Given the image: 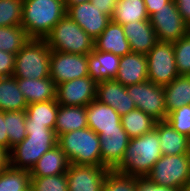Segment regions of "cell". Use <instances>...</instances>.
<instances>
[{"label":"cell","instance_id":"6da1fadb","mask_svg":"<svg viewBox=\"0 0 190 191\" xmlns=\"http://www.w3.org/2000/svg\"><path fill=\"white\" fill-rule=\"evenodd\" d=\"M27 136L9 152V165L30 171L44 153L57 145L55 130L45 125H30L26 117Z\"/></svg>","mask_w":190,"mask_h":191},{"label":"cell","instance_id":"7a4b0ae2","mask_svg":"<svg viewBox=\"0 0 190 191\" xmlns=\"http://www.w3.org/2000/svg\"><path fill=\"white\" fill-rule=\"evenodd\" d=\"M159 142L155 128L139 137L131 138L123 159L114 170L128 175L146 177L156 161L163 155Z\"/></svg>","mask_w":190,"mask_h":191},{"label":"cell","instance_id":"3957f363","mask_svg":"<svg viewBox=\"0 0 190 191\" xmlns=\"http://www.w3.org/2000/svg\"><path fill=\"white\" fill-rule=\"evenodd\" d=\"M65 14L64 0H23L21 26L30 39H45Z\"/></svg>","mask_w":190,"mask_h":191},{"label":"cell","instance_id":"277c9868","mask_svg":"<svg viewBox=\"0 0 190 191\" xmlns=\"http://www.w3.org/2000/svg\"><path fill=\"white\" fill-rule=\"evenodd\" d=\"M57 145L70 164L102 166L100 139L89 127L58 136Z\"/></svg>","mask_w":190,"mask_h":191},{"label":"cell","instance_id":"5b68a950","mask_svg":"<svg viewBox=\"0 0 190 191\" xmlns=\"http://www.w3.org/2000/svg\"><path fill=\"white\" fill-rule=\"evenodd\" d=\"M51 50L90 55L94 49L92 39L66 13L44 39Z\"/></svg>","mask_w":190,"mask_h":191},{"label":"cell","instance_id":"8992f818","mask_svg":"<svg viewBox=\"0 0 190 191\" xmlns=\"http://www.w3.org/2000/svg\"><path fill=\"white\" fill-rule=\"evenodd\" d=\"M51 49L44 39H29L16 53L15 78L42 79L50 77Z\"/></svg>","mask_w":190,"mask_h":191},{"label":"cell","instance_id":"52a82bcc","mask_svg":"<svg viewBox=\"0 0 190 191\" xmlns=\"http://www.w3.org/2000/svg\"><path fill=\"white\" fill-rule=\"evenodd\" d=\"M145 178L157 185L182 190L190 179V153L162 155Z\"/></svg>","mask_w":190,"mask_h":191},{"label":"cell","instance_id":"ba28073f","mask_svg":"<svg viewBox=\"0 0 190 191\" xmlns=\"http://www.w3.org/2000/svg\"><path fill=\"white\" fill-rule=\"evenodd\" d=\"M91 56L51 50L50 78L56 85L91 75Z\"/></svg>","mask_w":190,"mask_h":191},{"label":"cell","instance_id":"9c48e42d","mask_svg":"<svg viewBox=\"0 0 190 191\" xmlns=\"http://www.w3.org/2000/svg\"><path fill=\"white\" fill-rule=\"evenodd\" d=\"M148 80L164 86L179 76L173 42H159L146 54Z\"/></svg>","mask_w":190,"mask_h":191},{"label":"cell","instance_id":"30bf717a","mask_svg":"<svg viewBox=\"0 0 190 191\" xmlns=\"http://www.w3.org/2000/svg\"><path fill=\"white\" fill-rule=\"evenodd\" d=\"M127 93L137 109H140L157 122L167 119L163 86L147 80L126 86Z\"/></svg>","mask_w":190,"mask_h":191},{"label":"cell","instance_id":"8fae6325","mask_svg":"<svg viewBox=\"0 0 190 191\" xmlns=\"http://www.w3.org/2000/svg\"><path fill=\"white\" fill-rule=\"evenodd\" d=\"M149 20L159 42H175L188 33V23L180 15L175 0L153 13Z\"/></svg>","mask_w":190,"mask_h":191},{"label":"cell","instance_id":"7c38bea8","mask_svg":"<svg viewBox=\"0 0 190 191\" xmlns=\"http://www.w3.org/2000/svg\"><path fill=\"white\" fill-rule=\"evenodd\" d=\"M97 81L92 75L57 85L56 100L62 106H87L96 99Z\"/></svg>","mask_w":190,"mask_h":191},{"label":"cell","instance_id":"4fadbf2b","mask_svg":"<svg viewBox=\"0 0 190 191\" xmlns=\"http://www.w3.org/2000/svg\"><path fill=\"white\" fill-rule=\"evenodd\" d=\"M109 168L70 164L66 176L68 191H102Z\"/></svg>","mask_w":190,"mask_h":191},{"label":"cell","instance_id":"5bb4252c","mask_svg":"<svg viewBox=\"0 0 190 191\" xmlns=\"http://www.w3.org/2000/svg\"><path fill=\"white\" fill-rule=\"evenodd\" d=\"M66 13L94 40L111 21L109 15L103 14L90 1L71 6Z\"/></svg>","mask_w":190,"mask_h":191},{"label":"cell","instance_id":"9a60e30c","mask_svg":"<svg viewBox=\"0 0 190 191\" xmlns=\"http://www.w3.org/2000/svg\"><path fill=\"white\" fill-rule=\"evenodd\" d=\"M96 99L114 108L120 116L136 109V105L127 93L126 86L115 79L97 82Z\"/></svg>","mask_w":190,"mask_h":191},{"label":"cell","instance_id":"2e32d148","mask_svg":"<svg viewBox=\"0 0 190 191\" xmlns=\"http://www.w3.org/2000/svg\"><path fill=\"white\" fill-rule=\"evenodd\" d=\"M98 136L101 146L102 166L114 169L123 159L130 138L124 129L103 131Z\"/></svg>","mask_w":190,"mask_h":191},{"label":"cell","instance_id":"e0dca14e","mask_svg":"<svg viewBox=\"0 0 190 191\" xmlns=\"http://www.w3.org/2000/svg\"><path fill=\"white\" fill-rule=\"evenodd\" d=\"M87 124L97 135L103 131L123 129L121 116L116 110L97 99L86 106Z\"/></svg>","mask_w":190,"mask_h":191},{"label":"cell","instance_id":"ac0fdd59","mask_svg":"<svg viewBox=\"0 0 190 191\" xmlns=\"http://www.w3.org/2000/svg\"><path fill=\"white\" fill-rule=\"evenodd\" d=\"M122 26L132 52L146 55L158 43L150 20L130 22Z\"/></svg>","mask_w":190,"mask_h":191},{"label":"cell","instance_id":"d6986e66","mask_svg":"<svg viewBox=\"0 0 190 191\" xmlns=\"http://www.w3.org/2000/svg\"><path fill=\"white\" fill-rule=\"evenodd\" d=\"M123 86L138 84L148 80L147 57L131 52L120 57L119 70L115 78Z\"/></svg>","mask_w":190,"mask_h":191},{"label":"cell","instance_id":"ffe728a7","mask_svg":"<svg viewBox=\"0 0 190 191\" xmlns=\"http://www.w3.org/2000/svg\"><path fill=\"white\" fill-rule=\"evenodd\" d=\"M94 49L111 52L120 57L132 52L124 34L123 26L113 21H110L102 33L94 40Z\"/></svg>","mask_w":190,"mask_h":191},{"label":"cell","instance_id":"44dd1931","mask_svg":"<svg viewBox=\"0 0 190 191\" xmlns=\"http://www.w3.org/2000/svg\"><path fill=\"white\" fill-rule=\"evenodd\" d=\"M160 149L163 155L189 154L190 138L175 130L169 122L162 120L156 122Z\"/></svg>","mask_w":190,"mask_h":191},{"label":"cell","instance_id":"7402d4cb","mask_svg":"<svg viewBox=\"0 0 190 191\" xmlns=\"http://www.w3.org/2000/svg\"><path fill=\"white\" fill-rule=\"evenodd\" d=\"M17 84L28 105L56 99L57 85L50 77L42 79L17 78Z\"/></svg>","mask_w":190,"mask_h":191},{"label":"cell","instance_id":"603a6c76","mask_svg":"<svg viewBox=\"0 0 190 191\" xmlns=\"http://www.w3.org/2000/svg\"><path fill=\"white\" fill-rule=\"evenodd\" d=\"M69 166L70 162L67 156L62 149L56 145L44 153L43 156L36 162V164L30 170V176L44 177L64 174L67 172Z\"/></svg>","mask_w":190,"mask_h":191},{"label":"cell","instance_id":"cb8c5ba5","mask_svg":"<svg viewBox=\"0 0 190 191\" xmlns=\"http://www.w3.org/2000/svg\"><path fill=\"white\" fill-rule=\"evenodd\" d=\"M87 114L85 106H62L59 105L55 133L56 136L87 128Z\"/></svg>","mask_w":190,"mask_h":191},{"label":"cell","instance_id":"d4e9b609","mask_svg":"<svg viewBox=\"0 0 190 191\" xmlns=\"http://www.w3.org/2000/svg\"><path fill=\"white\" fill-rule=\"evenodd\" d=\"M163 88L167 114L183 105H190L189 75H179Z\"/></svg>","mask_w":190,"mask_h":191},{"label":"cell","instance_id":"484cf974","mask_svg":"<svg viewBox=\"0 0 190 191\" xmlns=\"http://www.w3.org/2000/svg\"><path fill=\"white\" fill-rule=\"evenodd\" d=\"M90 56L92 64L91 75L97 82L116 78L119 70L120 56L96 49H93Z\"/></svg>","mask_w":190,"mask_h":191},{"label":"cell","instance_id":"4316f807","mask_svg":"<svg viewBox=\"0 0 190 191\" xmlns=\"http://www.w3.org/2000/svg\"><path fill=\"white\" fill-rule=\"evenodd\" d=\"M28 106L14 76L0 78V110L21 111Z\"/></svg>","mask_w":190,"mask_h":191},{"label":"cell","instance_id":"83f0119b","mask_svg":"<svg viewBox=\"0 0 190 191\" xmlns=\"http://www.w3.org/2000/svg\"><path fill=\"white\" fill-rule=\"evenodd\" d=\"M149 20L144 0H116L111 21L117 24Z\"/></svg>","mask_w":190,"mask_h":191},{"label":"cell","instance_id":"f1b7e54d","mask_svg":"<svg viewBox=\"0 0 190 191\" xmlns=\"http://www.w3.org/2000/svg\"><path fill=\"white\" fill-rule=\"evenodd\" d=\"M59 104L56 99L45 102H36L26 107L30 125H45L54 130Z\"/></svg>","mask_w":190,"mask_h":191},{"label":"cell","instance_id":"f546056e","mask_svg":"<svg viewBox=\"0 0 190 191\" xmlns=\"http://www.w3.org/2000/svg\"><path fill=\"white\" fill-rule=\"evenodd\" d=\"M156 122L155 119L137 108L121 116L122 127L130 139L152 131Z\"/></svg>","mask_w":190,"mask_h":191},{"label":"cell","instance_id":"4dcf8cb0","mask_svg":"<svg viewBox=\"0 0 190 191\" xmlns=\"http://www.w3.org/2000/svg\"><path fill=\"white\" fill-rule=\"evenodd\" d=\"M30 171L8 165L0 173V191H26L30 188Z\"/></svg>","mask_w":190,"mask_h":191},{"label":"cell","instance_id":"1f68e13d","mask_svg":"<svg viewBox=\"0 0 190 191\" xmlns=\"http://www.w3.org/2000/svg\"><path fill=\"white\" fill-rule=\"evenodd\" d=\"M26 110L6 111V131L9 139V152L27 136L25 127Z\"/></svg>","mask_w":190,"mask_h":191},{"label":"cell","instance_id":"d6a6232c","mask_svg":"<svg viewBox=\"0 0 190 191\" xmlns=\"http://www.w3.org/2000/svg\"><path fill=\"white\" fill-rule=\"evenodd\" d=\"M29 39L21 25L0 27V50L2 51L16 55Z\"/></svg>","mask_w":190,"mask_h":191},{"label":"cell","instance_id":"836d02e7","mask_svg":"<svg viewBox=\"0 0 190 191\" xmlns=\"http://www.w3.org/2000/svg\"><path fill=\"white\" fill-rule=\"evenodd\" d=\"M138 176L124 174L109 169L102 191H137Z\"/></svg>","mask_w":190,"mask_h":191},{"label":"cell","instance_id":"e575fe53","mask_svg":"<svg viewBox=\"0 0 190 191\" xmlns=\"http://www.w3.org/2000/svg\"><path fill=\"white\" fill-rule=\"evenodd\" d=\"M23 0H0V27L21 25Z\"/></svg>","mask_w":190,"mask_h":191},{"label":"cell","instance_id":"d590c367","mask_svg":"<svg viewBox=\"0 0 190 191\" xmlns=\"http://www.w3.org/2000/svg\"><path fill=\"white\" fill-rule=\"evenodd\" d=\"M173 49L178 74L190 76V33L173 42Z\"/></svg>","mask_w":190,"mask_h":191},{"label":"cell","instance_id":"8d00e7d4","mask_svg":"<svg viewBox=\"0 0 190 191\" xmlns=\"http://www.w3.org/2000/svg\"><path fill=\"white\" fill-rule=\"evenodd\" d=\"M33 191H68L66 173L44 177H31Z\"/></svg>","mask_w":190,"mask_h":191},{"label":"cell","instance_id":"74e56055","mask_svg":"<svg viewBox=\"0 0 190 191\" xmlns=\"http://www.w3.org/2000/svg\"><path fill=\"white\" fill-rule=\"evenodd\" d=\"M166 121L179 133L190 138V105H183L169 112Z\"/></svg>","mask_w":190,"mask_h":191},{"label":"cell","instance_id":"f35d334b","mask_svg":"<svg viewBox=\"0 0 190 191\" xmlns=\"http://www.w3.org/2000/svg\"><path fill=\"white\" fill-rule=\"evenodd\" d=\"M16 55L0 50V78L13 75Z\"/></svg>","mask_w":190,"mask_h":191},{"label":"cell","instance_id":"ab89813d","mask_svg":"<svg viewBox=\"0 0 190 191\" xmlns=\"http://www.w3.org/2000/svg\"><path fill=\"white\" fill-rule=\"evenodd\" d=\"M137 191H181L176 188L165 187L150 182L145 177H138Z\"/></svg>","mask_w":190,"mask_h":191},{"label":"cell","instance_id":"60d3db41","mask_svg":"<svg viewBox=\"0 0 190 191\" xmlns=\"http://www.w3.org/2000/svg\"><path fill=\"white\" fill-rule=\"evenodd\" d=\"M90 2L96 6L103 14L113 15L116 0H90Z\"/></svg>","mask_w":190,"mask_h":191},{"label":"cell","instance_id":"b9f144b4","mask_svg":"<svg viewBox=\"0 0 190 191\" xmlns=\"http://www.w3.org/2000/svg\"><path fill=\"white\" fill-rule=\"evenodd\" d=\"M0 146L9 152V139L6 131V112L0 110Z\"/></svg>","mask_w":190,"mask_h":191},{"label":"cell","instance_id":"7bdbcfd3","mask_svg":"<svg viewBox=\"0 0 190 191\" xmlns=\"http://www.w3.org/2000/svg\"><path fill=\"white\" fill-rule=\"evenodd\" d=\"M170 1L171 0H144L149 17L162 7H165V4L169 3Z\"/></svg>","mask_w":190,"mask_h":191},{"label":"cell","instance_id":"ee69618b","mask_svg":"<svg viewBox=\"0 0 190 191\" xmlns=\"http://www.w3.org/2000/svg\"><path fill=\"white\" fill-rule=\"evenodd\" d=\"M177 9L183 19L190 23V0H175Z\"/></svg>","mask_w":190,"mask_h":191},{"label":"cell","instance_id":"f6af8a7d","mask_svg":"<svg viewBox=\"0 0 190 191\" xmlns=\"http://www.w3.org/2000/svg\"><path fill=\"white\" fill-rule=\"evenodd\" d=\"M9 165V152L0 146V173Z\"/></svg>","mask_w":190,"mask_h":191},{"label":"cell","instance_id":"bcb514c9","mask_svg":"<svg viewBox=\"0 0 190 191\" xmlns=\"http://www.w3.org/2000/svg\"><path fill=\"white\" fill-rule=\"evenodd\" d=\"M64 1H65V8L67 11L71 6L89 2L90 0H64Z\"/></svg>","mask_w":190,"mask_h":191},{"label":"cell","instance_id":"7dc6e473","mask_svg":"<svg viewBox=\"0 0 190 191\" xmlns=\"http://www.w3.org/2000/svg\"><path fill=\"white\" fill-rule=\"evenodd\" d=\"M181 191H190V179L187 181V183L183 186Z\"/></svg>","mask_w":190,"mask_h":191},{"label":"cell","instance_id":"c3c4849f","mask_svg":"<svg viewBox=\"0 0 190 191\" xmlns=\"http://www.w3.org/2000/svg\"><path fill=\"white\" fill-rule=\"evenodd\" d=\"M188 32L190 33V23L188 24Z\"/></svg>","mask_w":190,"mask_h":191}]
</instances>
